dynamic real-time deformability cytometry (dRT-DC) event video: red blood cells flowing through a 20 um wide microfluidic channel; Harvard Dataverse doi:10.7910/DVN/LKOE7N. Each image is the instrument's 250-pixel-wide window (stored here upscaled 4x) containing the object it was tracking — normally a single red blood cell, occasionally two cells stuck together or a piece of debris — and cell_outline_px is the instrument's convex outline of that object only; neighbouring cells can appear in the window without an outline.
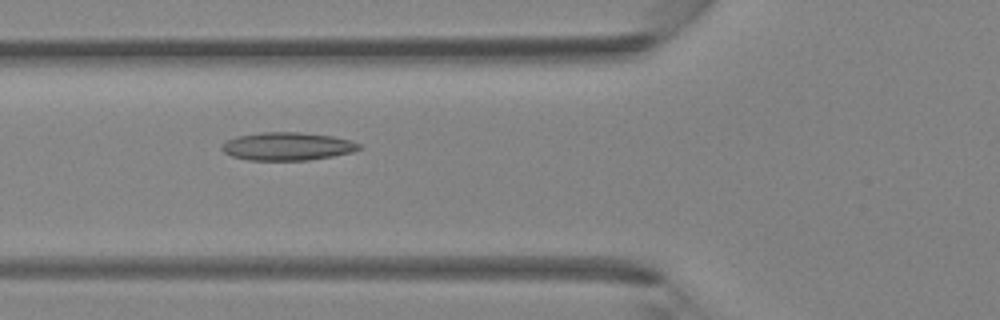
{"species": "Egyptian fruit bat (a non-hibernating species)", "species_latin": "Rousettus aegyptiacus", "temperature_condition": "room temperature", "stored_images_in_passage": 31, "camera_frame_rate_fps": 3000, "um_per_image_px": 0.085, "animal": {"sex": "female"}, "frame": {"image": 1, "passage_image": 5, "time_ms": 1.333, "image_size_px": [1000, 320], "cell_outline_px": [[360, 148], [352, 152], [332, 156], [308, 160], [248, 160], [232, 156], [224, 152], [220, 148], [228, 140], [236, 136], [260, 132], [300, 132], [332, 136], [348, 140], [360, 144]], "centroid_in_image_um": [24.4, 12.43], "position_along_channel_um": 101.4, "area_um2": 22.25}}
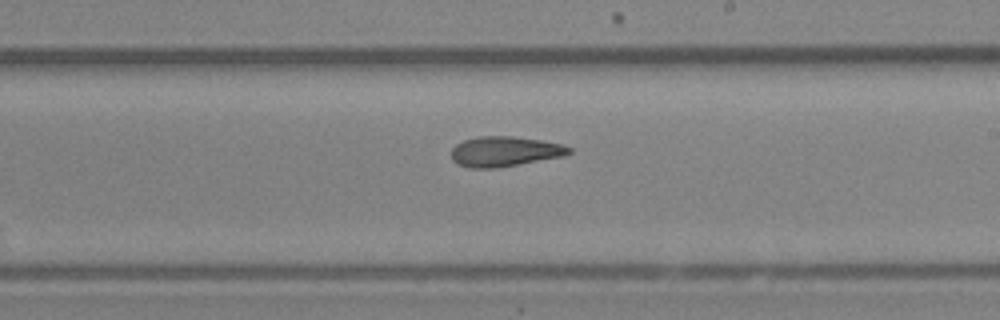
{"frame": {"image": 2, "passage_image": 14, "time_ms": 4.333, "image_size_px": [1000, 320], "cell_outline_px": [[572, 152], [564, 156], [496, 168], [468, 168], [456, 164], [452, 160], [452, 148], [456, 144], [464, 140], [480, 136], [512, 136], [540, 140], [560, 144], [572, 148]], "centroid_in_image_um": [42.87, 12.88], "position_along_channel_um": 246.1, "area_um2": 20.63}}
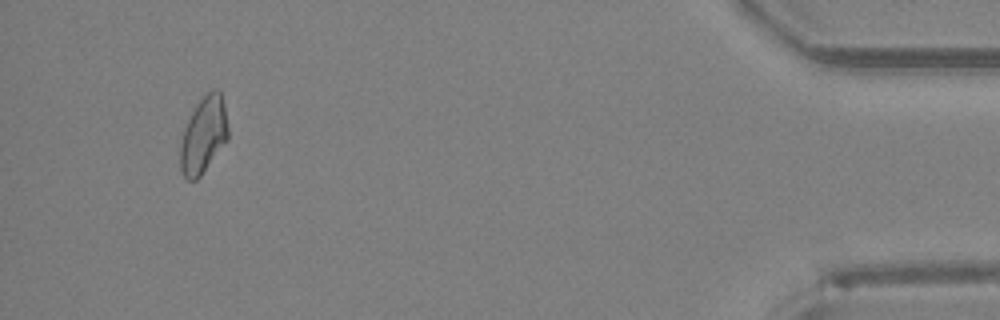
{"frame": {"image": 3, "passage_image": 29, "time_ms": 9.333, "image_size_px": [1000, 320], "cell_outline_px": [[228, 140], [200, 176], [196, 180], [188, 180], [184, 176], [180, 168], [180, 148], [184, 128], [196, 104], [212, 88], [216, 88], [220, 92], [224, 108], [228, 128]], "centroid_in_image_um": [17.3, 11.49], "position_along_channel_um": 417.9, "area_um2": 21.04}}